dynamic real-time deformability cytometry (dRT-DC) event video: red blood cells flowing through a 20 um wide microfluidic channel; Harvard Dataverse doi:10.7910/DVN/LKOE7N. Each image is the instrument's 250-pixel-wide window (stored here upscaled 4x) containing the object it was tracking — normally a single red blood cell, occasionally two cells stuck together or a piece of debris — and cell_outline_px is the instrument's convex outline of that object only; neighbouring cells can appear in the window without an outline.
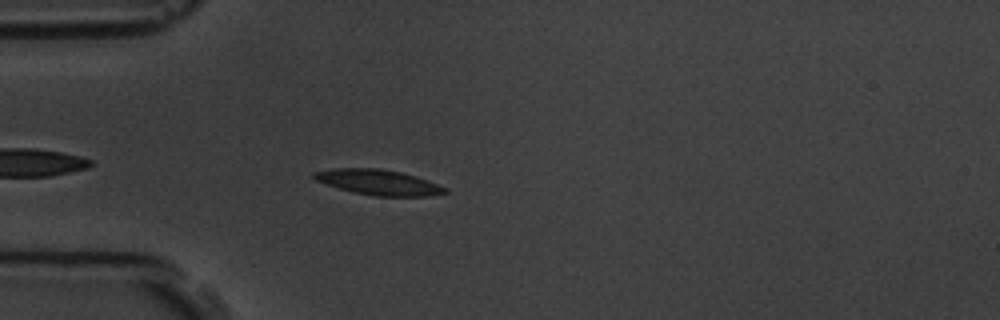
{"species": "common noctule bat (a hibernating species)", "species_latin": "Nyctalus noctula", "temperature_condition": "room temperature", "stored_images_in_passage": 4, "camera_frame_rate_fps": 3000, "um_per_image_px": 0.085, "animal": {"sex": "male", "body_mass_g": 19.5, "forearm_length_mm": 54.6}, "frame": {"image": 1, "passage_image": 4, "time_ms": 4.333, "image_size_px": [1000, 320], "cell_outline_px": [[448, 192], [428, 196], [372, 196], [340, 188], [316, 180], [312, 176], [312, 172], [336, 168], [380, 168], [400, 172], [448, 188]], "centroid_in_image_um": [32.15, 15.49], "position_along_channel_um": 52.9, "area_um2": 18.9}}